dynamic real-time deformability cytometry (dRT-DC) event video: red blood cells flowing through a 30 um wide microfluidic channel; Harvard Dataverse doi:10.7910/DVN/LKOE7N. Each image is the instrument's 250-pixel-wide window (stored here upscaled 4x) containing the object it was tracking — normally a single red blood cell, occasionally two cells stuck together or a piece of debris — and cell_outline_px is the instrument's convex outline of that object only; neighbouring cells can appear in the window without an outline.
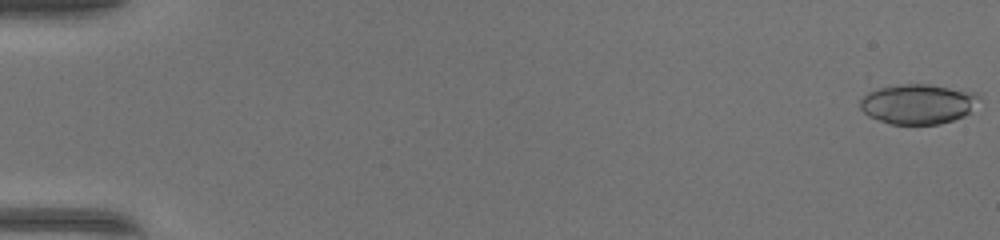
{"species": "common noctule bat (a hibernating species)", "species_latin": "Nyctalus noctula", "temperature_condition": "warm", "stored_images_in_passage": 51, "camera_frame_rate_fps": 3000, "um_per_image_px": 0.085, "animal": {"sex": "female", "body_mass_g": 17.0, "forearm_length_mm": 48.0}, "frame": {"image": 1, "passage_image": 1, "time_ms": 0.0, "image_size_px": [1000, 240], "cell_outline_px": [[980, 96], [968, 112], [964, 116], [940, 124], [892, 124], [868, 116], [860, 108], [860, 100], [868, 92], [880, 88], [900, 84], [928, 84], [972, 92]], "centroid_in_image_um": [77.98, 8.84], "position_along_channel_um": 7.0, "area_um2": 27.22}}
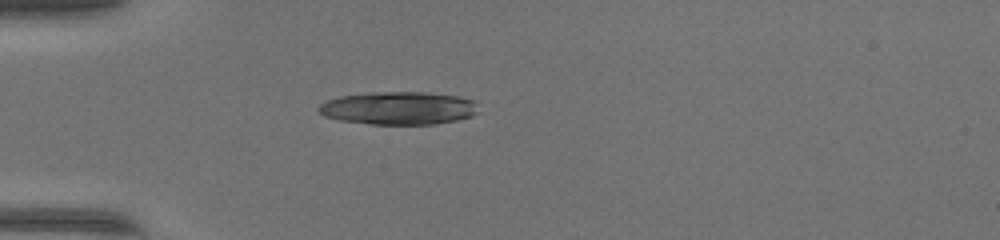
{"frame": {"image": 2, "passage_image": 16, "time_ms": 5.0, "image_size_px": [1000, 240], "cell_outline_px": [[476, 112], [472, 116], [456, 120], [432, 124], [372, 124], [340, 120], [324, 116], [316, 108], [320, 104], [328, 100], [340, 96], [372, 92], [424, 92], [456, 96], [472, 100]], "centroid_in_image_um": [33.82, 9.19], "position_along_channel_um": 51.2, "area_um2": 30.29}}